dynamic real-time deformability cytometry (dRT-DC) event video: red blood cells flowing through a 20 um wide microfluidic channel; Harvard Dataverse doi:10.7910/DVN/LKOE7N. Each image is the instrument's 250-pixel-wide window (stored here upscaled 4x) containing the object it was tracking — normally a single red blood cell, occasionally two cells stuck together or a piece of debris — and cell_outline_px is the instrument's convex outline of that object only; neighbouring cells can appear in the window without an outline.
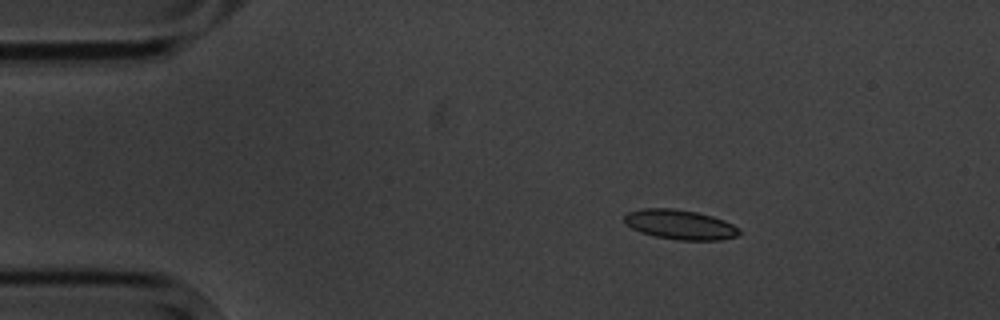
{"species": "common noctule bat (a hibernating species)", "species_latin": "Nyctalus noctula", "temperature_condition": "cold", "stored_images_in_passage": 5, "camera_frame_rate_fps": 3000, "um_per_image_px": 0.085, "animal": {"sex": "male", "body_mass_g": 20.1, "forearm_length_mm": 53.5}, "frame": {"image": 1, "passage_image": 3, "time_ms": 2.333, "image_size_px": [1000, 320], "cell_outline_px": [[740, 232], [736, 236], [720, 240], [680, 240], [656, 236], [640, 232], [624, 224], [624, 216], [628, 212], [644, 208], [672, 208], [696, 212], [712, 216], [724, 220], [740, 228]], "centroid_in_image_um": [57.79, 19.08], "position_along_channel_um": 27.2, "area_um2": 19.83}}